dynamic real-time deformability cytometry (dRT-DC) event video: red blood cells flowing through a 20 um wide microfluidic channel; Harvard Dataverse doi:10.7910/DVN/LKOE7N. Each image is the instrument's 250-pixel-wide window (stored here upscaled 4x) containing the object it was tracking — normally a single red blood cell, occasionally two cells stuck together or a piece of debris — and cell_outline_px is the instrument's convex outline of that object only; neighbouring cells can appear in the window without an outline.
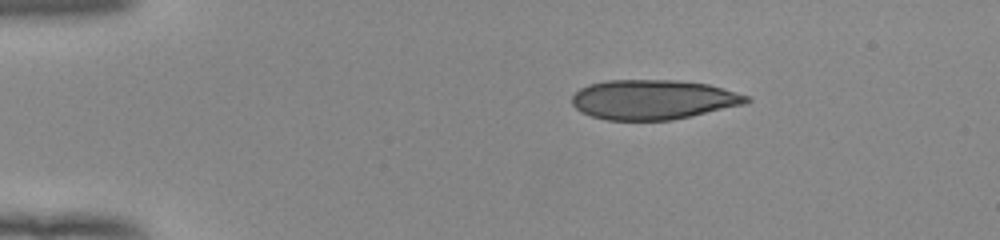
{"species": "human", "species_latin": "Homo sapiens", "temperature_condition": "room temperature", "stored_images_in_passage": 46, "camera_frame_rate_fps": 3000, "um_per_image_px": 0.085, "donor": {"sex": "female"}, "frame": {"image": 1, "passage_image": 1, "time_ms": 0.0, "image_size_px": [1000, 240], "cell_outline_px": [[752, 100], [748, 104], [692, 116], [672, 120], [608, 120], [592, 116], [580, 112], [572, 104], [572, 96], [580, 88], [588, 84], [608, 80], [676, 80], [708, 84], [736, 92], [748, 96]], "centroid_in_image_um": [55.54, 8.47], "position_along_channel_um": 29.5, "area_um2": 40.58}}
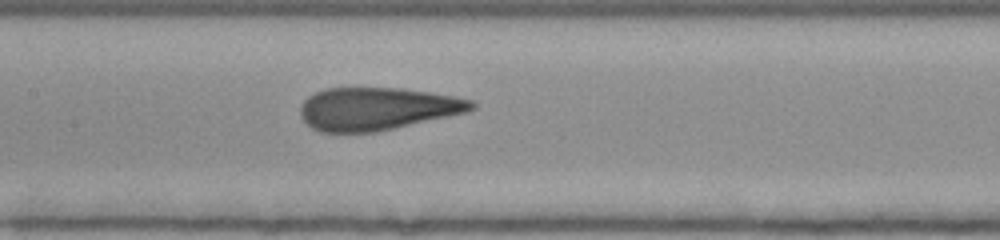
{"frame": {"image": 2, "passage_image": 20, "time_ms": 6.333, "image_size_px": [1000, 240], "cell_outline_px": [[476, 108], [468, 112], [376, 132], [320, 132], [312, 128], [300, 116], [300, 104], [308, 96], [324, 88], [404, 88], [456, 96], [472, 100], [476, 104]], "centroid_in_image_um": [32.07, 9.24], "position_along_channel_um": 175.3, "area_um2": 42.83}}
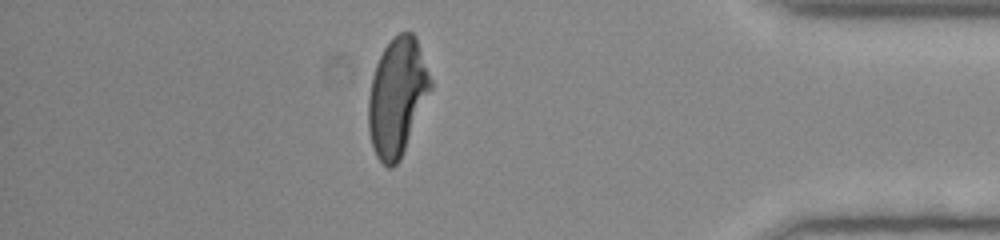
{"frame": {"image": 3, "passage_image": 40, "time_ms": 13.0, "image_size_px": [1000, 240], "cell_outline_px": [[432, 88], [404, 152], [400, 160], [392, 168], [388, 168], [376, 156], [372, 144], [368, 128], [368, 96], [372, 76], [376, 64], [384, 48], [392, 36], [400, 32], [412, 32], [416, 36], [432, 80]], "centroid_in_image_um": [33.76, 8.22], "position_along_channel_um": 401.4, "area_um2": 42.83}, "authors_computed_cell_mechanics": {"area_um2": 43.5812, "velocity_mm_per_s": 3.8569, "shape_relaxation_time_tau1_ms": 7.0708, "shape_relaxation_time_tau2_ms": 0.9149, "deformation_change_tau1": 0.2113, "deformation_change_tau2": 0.0802}}